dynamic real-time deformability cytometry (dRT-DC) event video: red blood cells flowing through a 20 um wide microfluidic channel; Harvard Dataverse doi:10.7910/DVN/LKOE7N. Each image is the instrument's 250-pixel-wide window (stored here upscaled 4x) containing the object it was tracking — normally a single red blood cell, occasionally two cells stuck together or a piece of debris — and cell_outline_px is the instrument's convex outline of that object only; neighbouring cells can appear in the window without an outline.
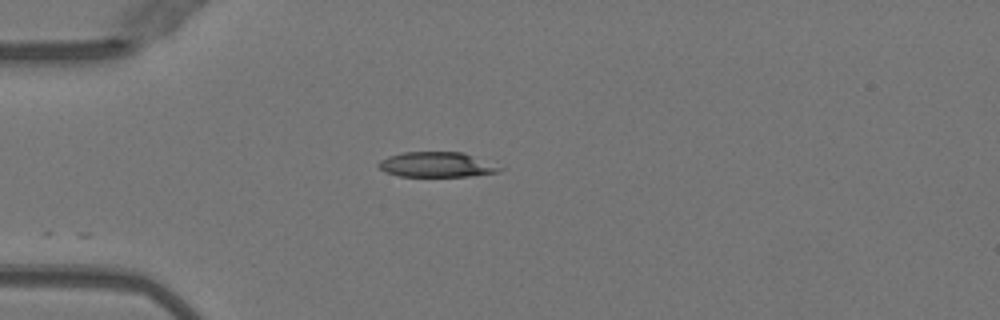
{"species": "Egyptian fruit bat (a non-hibernating species)", "species_latin": "Rousettus aegyptiacus", "temperature_condition": "warm", "stored_images_in_passage": 8, "camera_frame_rate_fps": 3000, "um_per_image_px": 0.085, "animal": {"sex": "female"}, "frame": {"image": 1, "passage_image": 1, "time_ms": 0.0, "image_size_px": [1000, 320], "cell_outline_px": [[504, 168], [496, 172], [468, 176], [400, 176], [384, 172], [376, 164], [380, 160], [388, 156], [404, 152], [464, 152]], "centroid_in_image_um": [37.07, 13.99], "position_along_channel_um": 47.9, "area_um2": 17.57}}
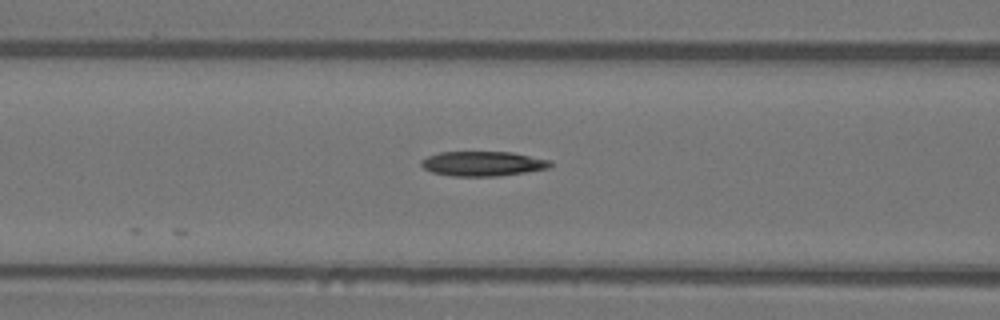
{"frame": {"image": 2, "passage_image": 8, "time_ms": 2.333, "image_size_px": [1000, 320], "cell_outline_px": [[552, 164], [548, 168], [500, 176], [452, 176], [432, 172], [424, 168], [420, 164], [420, 160], [428, 156], [440, 152], [512, 152], [552, 160]], "centroid_in_image_um": [41.04, 13.91], "position_along_channel_um": 125.6, "area_um2": 18.61}}